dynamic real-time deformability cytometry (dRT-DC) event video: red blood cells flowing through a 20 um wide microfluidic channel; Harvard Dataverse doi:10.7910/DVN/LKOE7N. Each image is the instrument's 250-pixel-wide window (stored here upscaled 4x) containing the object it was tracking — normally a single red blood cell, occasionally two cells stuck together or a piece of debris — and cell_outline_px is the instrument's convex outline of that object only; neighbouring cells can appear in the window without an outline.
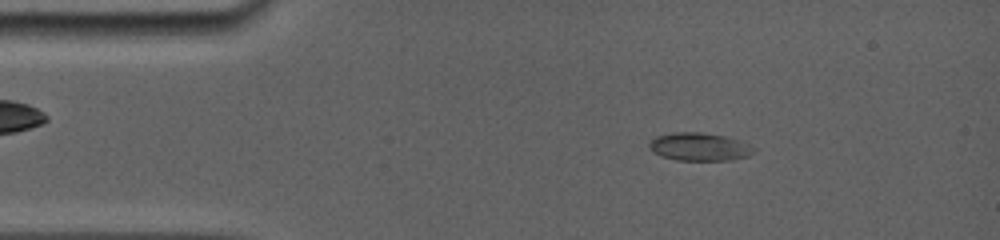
{"species": "common noctule bat (a hibernating species)", "species_latin": "Nyctalus noctula", "temperature_condition": "room temperature", "stored_images_in_passage": 41, "camera_frame_rate_fps": 5000, "um_per_image_px": 0.085, "animal": {"sex": "female", "body_mass_g": 19.0, "forearm_length_mm": 56.7}, "frame": {"image": 1, "passage_image": 3, "time_ms": 1.2, "image_size_px": [1000, 240], "cell_outline_px": [[756, 152], [748, 156], [732, 160], [676, 160], [660, 156], [652, 152], [648, 148], [648, 144], [656, 136], [672, 132], [700, 132], [724, 136], [740, 140], [756, 148]], "centroid_in_image_um": [59.45, 12.48], "position_along_channel_um": 25.6, "area_um2": 17.28}}
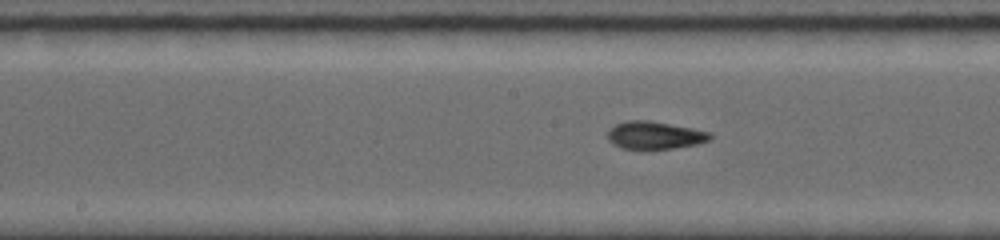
{"frame": {"image": 2, "passage_image": 19, "time_ms": 6.8, "image_size_px": [1000, 240], "cell_outline_px": [[712, 140], [696, 144], [672, 148], [620, 148], [612, 144], [608, 140], [608, 128], [616, 124], [628, 120], [648, 120], [692, 128], [712, 132]], "centroid_in_image_um": [55.65, 11.48], "position_along_channel_um": 192.5, "area_um2": 16.47}}
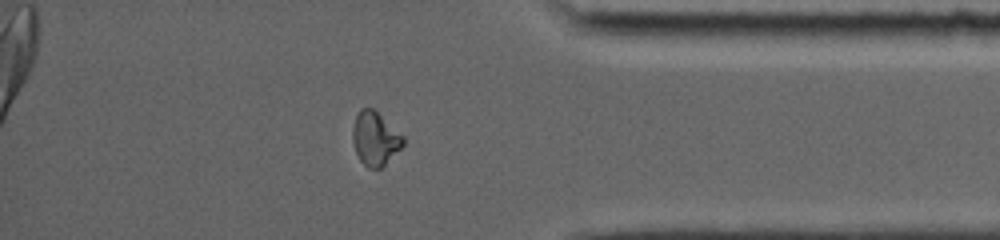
{"frame": {"image": 3, "passage_image": 36, "time_ms": 12.4, "image_size_px": [1000, 240], "cell_outline_px": [[404, 144], [380, 168], [368, 168], [360, 160], [356, 152], [352, 140], [352, 128], [356, 116], [360, 108], [372, 108], [404, 136]], "centroid_in_image_um": [31.86, 11.77], "position_along_channel_um": 403.3, "area_um2": 15.49}, "authors_computed_cell_mechanics": {"area_um2": 16.2418, "velocity_mm_per_s": 3.909, "shape_relaxation_time_tau1_ms": null, "shape_relaxation_time_tau2_ms": 1.069, "deformation_change_tau1": null, "deformation_change_tau2": 0.0502}}